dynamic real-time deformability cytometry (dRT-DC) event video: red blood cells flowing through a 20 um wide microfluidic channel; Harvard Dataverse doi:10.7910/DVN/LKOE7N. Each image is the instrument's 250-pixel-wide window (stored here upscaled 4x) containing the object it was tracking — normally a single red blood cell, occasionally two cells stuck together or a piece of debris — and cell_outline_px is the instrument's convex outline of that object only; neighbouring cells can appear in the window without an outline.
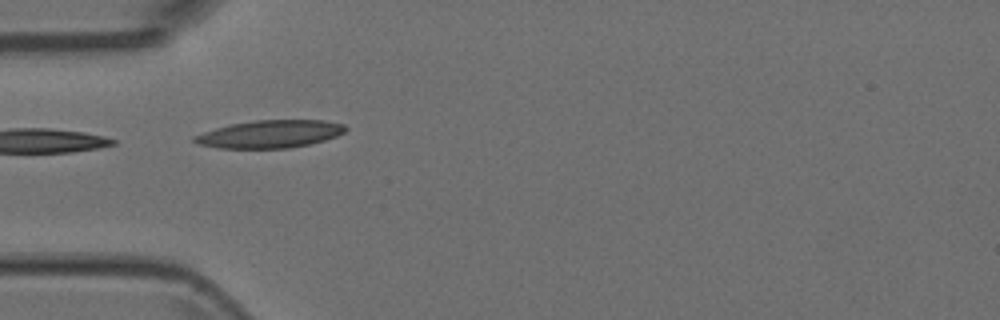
{"species": "Egyptian fruit bat (a non-hibernating species)", "species_latin": "Rousettus aegyptiacus", "temperature_condition": "room temperature", "stored_images_in_passage": 5, "camera_frame_rate_fps": 3000, "um_per_image_px": 0.085, "animal": {"sex": "female"}, "frame": {"image": 1, "passage_image": 4, "time_ms": 1.0, "image_size_px": [1000, 320], "cell_outline_px": [[348, 128], [344, 132], [336, 136], [324, 140], [308, 144], [288, 148], [216, 148], [196, 144], [192, 140], [192, 136], [216, 128], [232, 124], [256, 120], [324, 120], [344, 124]], "centroid_in_image_um": [22.92, 11.39], "position_along_channel_um": 62.1, "area_um2": 24.33}}
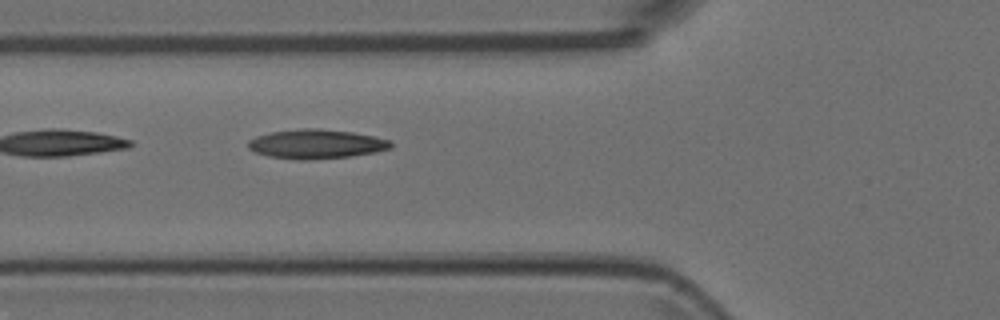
{"frame": {"image": 2, "passage_image": 5, "time_ms": 1.333, "image_size_px": [1000, 320], "cell_outline_px": [[392, 148], [376, 152], [352, 156], [308, 160], [300, 160], [268, 156], [256, 152], [248, 148], [248, 140], [256, 136], [272, 132], [300, 128], [320, 128], [352, 132], [392, 140]], "centroid_in_image_um": [26.9, 12.24], "position_along_channel_um": 98.9, "area_um2": 24.45}}